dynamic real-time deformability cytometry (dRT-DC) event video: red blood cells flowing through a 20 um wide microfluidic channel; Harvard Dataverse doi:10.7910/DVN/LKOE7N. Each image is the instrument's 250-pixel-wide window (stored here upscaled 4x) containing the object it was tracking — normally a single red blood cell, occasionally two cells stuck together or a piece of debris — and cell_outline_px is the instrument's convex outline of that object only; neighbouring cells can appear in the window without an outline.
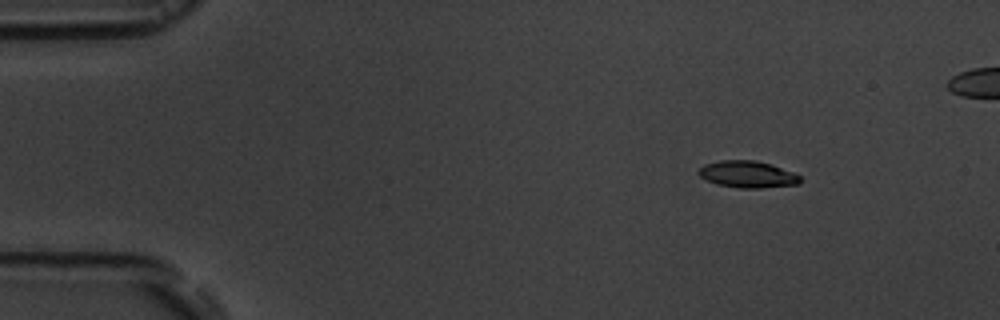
{"species": "common noctule bat (a hibernating species)", "species_latin": "Nyctalus noctula", "temperature_condition": "room temperature", "stored_images_in_passage": 4, "camera_frame_rate_fps": 3000, "um_per_image_px": 0.085, "animal": {"sex": "male", "body_mass_g": 19.5, "forearm_length_mm": 54.6}, "frame": {"image": 1, "passage_image": 2, "time_ms": 2.0, "image_size_px": [1000, 320], "cell_outline_px": [[800, 184], [760, 188], [740, 188], [716, 184], [700, 176], [696, 172], [704, 164], [720, 160], [756, 160], [792, 172], [800, 176]], "centroid_in_image_um": [63.51, 14.82], "position_along_channel_um": 21.5, "area_um2": 15.72}}